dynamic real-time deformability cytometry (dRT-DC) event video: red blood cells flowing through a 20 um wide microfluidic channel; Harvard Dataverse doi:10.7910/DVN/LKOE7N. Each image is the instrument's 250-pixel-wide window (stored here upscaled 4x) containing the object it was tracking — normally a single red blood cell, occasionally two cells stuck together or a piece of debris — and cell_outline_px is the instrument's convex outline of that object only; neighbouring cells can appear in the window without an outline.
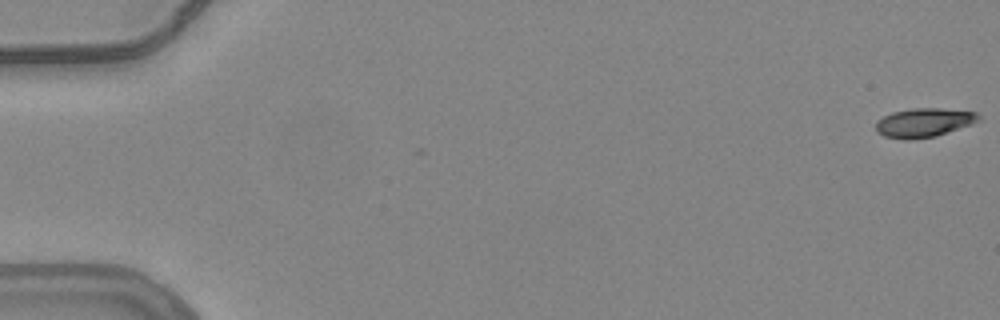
{"species": "common noctule bat (a hibernating species)", "species_latin": "Nyctalus noctula", "temperature_condition": "warm", "stored_images_in_passage": 9, "camera_frame_rate_fps": 3000, "um_per_image_px": 0.085, "animal": {"sex": "female", "body_mass_g": 24.6, "forearm_length_mm": 56.2}, "frame": {"image": 1, "passage_image": 1, "time_ms": 0.0, "image_size_px": [1000, 320], "cell_outline_px": [[980, 120], [972, 124], [936, 136], [908, 140], [904, 140], [884, 136], [876, 132], [876, 120], [892, 112], [912, 108], [940, 108], [976, 112], [980, 116]], "centroid_in_image_um": [78.51, 10.42], "position_along_channel_um": 6.5, "area_um2": 17.46}}